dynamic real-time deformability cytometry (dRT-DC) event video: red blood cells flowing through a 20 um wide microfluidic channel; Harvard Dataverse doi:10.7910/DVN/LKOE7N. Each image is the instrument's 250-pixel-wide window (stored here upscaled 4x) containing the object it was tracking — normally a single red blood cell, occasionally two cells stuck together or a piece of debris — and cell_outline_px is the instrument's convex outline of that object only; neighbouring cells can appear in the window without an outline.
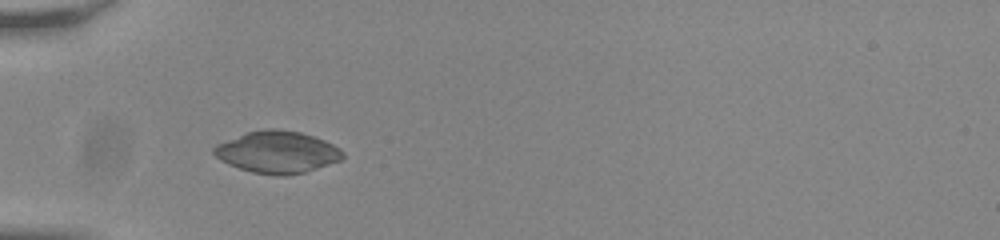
{"species": "common noctule bat (a hibernating species)", "species_latin": "Nyctalus noctula", "temperature_condition": "room temperature", "stored_images_in_passage": 37, "camera_frame_rate_fps": 3000, "um_per_image_px": 0.085, "animal": {"sex": "male", "body_mass_g": 20.0, "forearm_length_mm": 53.3}, "frame": {"image": 1, "passage_image": 1, "time_ms": 0.0, "image_size_px": [1000, 240], "cell_outline_px": [[344, 156], [340, 160], [304, 172], [284, 176], [276, 176], [252, 172], [228, 164], [220, 160], [212, 152], [212, 148], [216, 144], [248, 132], [268, 128], [276, 128], [300, 132], [324, 140], [340, 148], [344, 152]], "centroid_in_image_um": [23.55, 12.93], "position_along_channel_um": 61.4, "area_um2": 31.33}}
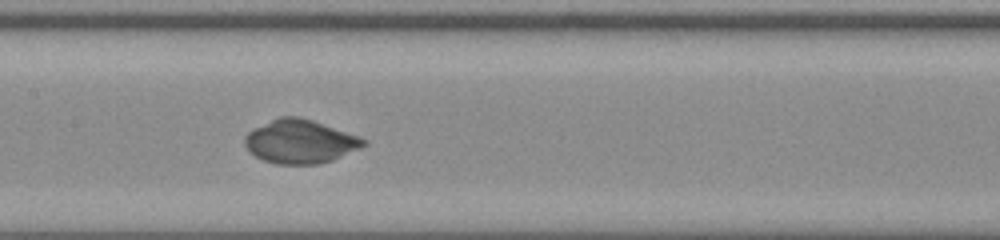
{"frame": {"image": 2, "passage_image": 11, "time_ms": 3.333, "image_size_px": [1000, 240], "cell_outline_px": [[368, 144], [360, 148], [332, 160], [316, 164], [276, 164], [264, 160], [256, 156], [244, 144], [244, 136], [248, 132], [280, 116], [296, 116], [312, 120], [368, 140]], "centroid_in_image_um": [25.52, 12.04], "position_along_channel_um": 181.9, "area_um2": 29.71}}
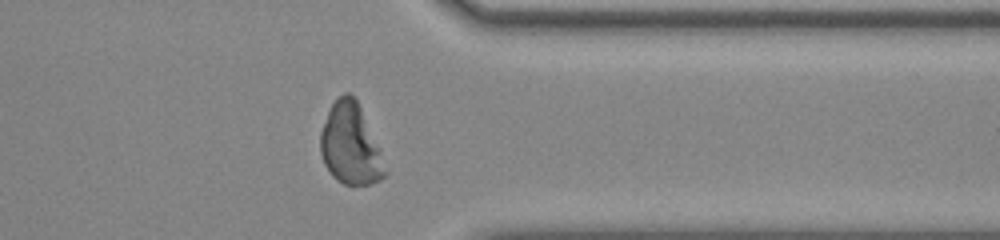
{"frame": {"image": 3, "passage_image": 27, "time_ms": 8.667, "image_size_px": [1000, 240], "cell_outline_px": [[388, 172], [380, 180], [372, 184], [344, 184], [336, 180], [332, 176], [324, 164], [320, 152], [320, 132], [328, 112], [332, 104], [344, 92], [348, 92], [356, 100], [380, 148]], "centroid_in_image_um": [29.79, 12.3], "position_along_channel_um": 381.6, "area_um2": 30.35}}